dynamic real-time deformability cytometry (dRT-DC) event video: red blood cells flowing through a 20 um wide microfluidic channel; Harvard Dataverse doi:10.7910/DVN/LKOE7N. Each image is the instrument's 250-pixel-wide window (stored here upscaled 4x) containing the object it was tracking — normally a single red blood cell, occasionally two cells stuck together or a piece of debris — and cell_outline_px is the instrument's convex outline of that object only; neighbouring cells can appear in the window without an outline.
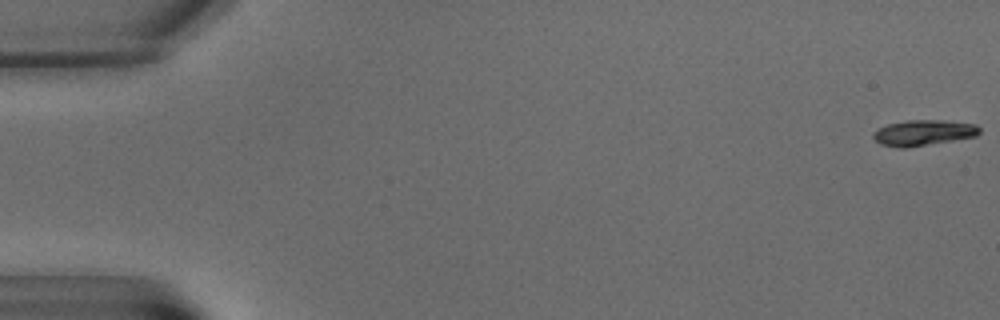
{"species": "common noctule bat (a hibernating species)", "species_latin": "Nyctalus noctula", "temperature_condition": "warm", "stored_images_in_passage": 8, "camera_frame_rate_fps": 3000, "um_per_image_px": 0.085, "animal": {"sex": "male", "body_mass_g": 15.6}, "frame": {"image": 1, "passage_image": 1, "time_ms": 0.0, "image_size_px": [1000, 320], "cell_outline_px": [[980, 132], [976, 136], [904, 148], [900, 148], [880, 144], [872, 136], [872, 132], [876, 128], [888, 124], [908, 120], [940, 120], [976, 124], [980, 128]], "centroid_in_image_um": [78.45, 11.27], "position_along_channel_um": 6.6, "area_um2": 15.78}}
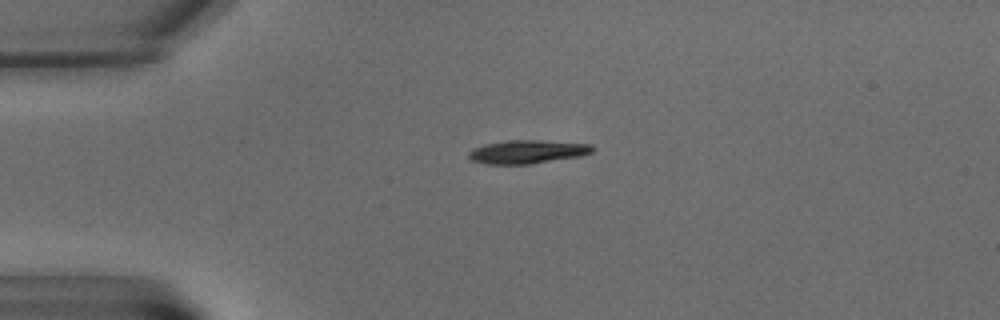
{"frame": {"image": 2, "passage_image": 6, "time_ms": 5.667, "image_size_px": [1000, 320], "cell_outline_px": [[596, 148], [592, 152], [580, 156], [532, 164], [488, 164], [472, 160], [468, 156], [468, 152], [472, 148], [484, 144], [508, 140], [540, 140], [592, 144]], "centroid_in_image_um": [44.84, 12.89], "position_along_channel_um": 40.2, "area_um2": 17.05}}
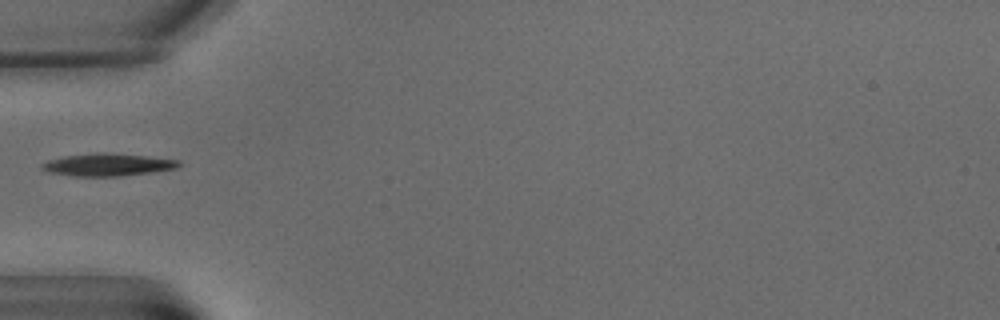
{"frame": {"image": 3, "passage_image": 8, "time_ms": 8.0, "image_size_px": [1000, 320], "cell_outline_px": [[184, 164], [176, 168], [152, 172], [120, 176], [72, 176], [48, 172], [40, 168], [40, 164], [48, 160], [64, 156], [96, 152], [104, 152], [148, 156], [180, 160]], "centroid_in_image_um": [9.16, 13.99], "position_along_channel_um": 75.8, "area_um2": 18.15}}